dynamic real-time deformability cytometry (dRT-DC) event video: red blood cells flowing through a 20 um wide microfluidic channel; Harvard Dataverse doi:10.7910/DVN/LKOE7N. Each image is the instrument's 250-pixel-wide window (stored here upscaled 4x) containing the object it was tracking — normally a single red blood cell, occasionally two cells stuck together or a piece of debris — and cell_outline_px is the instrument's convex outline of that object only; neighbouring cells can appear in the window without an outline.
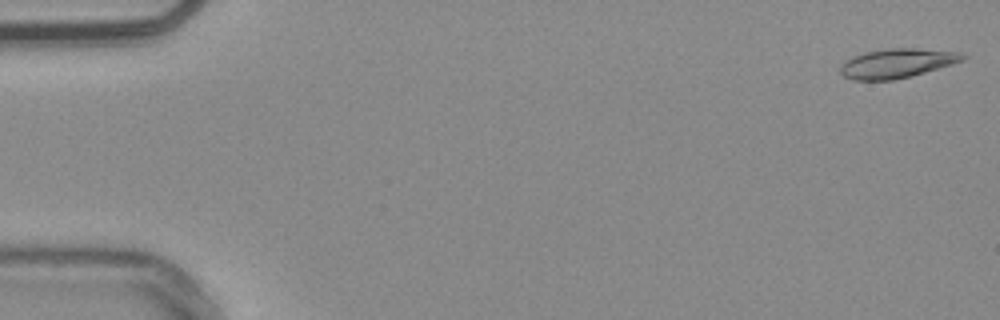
{"species": "common noctule bat (a hibernating species)", "species_latin": "Nyctalus noctula", "temperature_condition": "warm", "stored_images_in_passage": 16, "camera_frame_rate_fps": 3000, "um_per_image_px": 0.085, "animal": {"sex": "male", "body_mass_g": 20.4}, "frame": {"image": 1, "passage_image": 1, "time_ms": 0.0, "image_size_px": [1000, 320], "cell_outline_px": [[968, 56], [964, 60], [952, 64], [912, 76], [892, 80], [852, 80], [844, 76], [840, 72], [840, 64], [864, 52], [888, 48], [916, 48], [960, 52]], "centroid_in_image_um": [76.26, 5.38], "position_along_channel_um": 8.7, "area_um2": 20.87}}
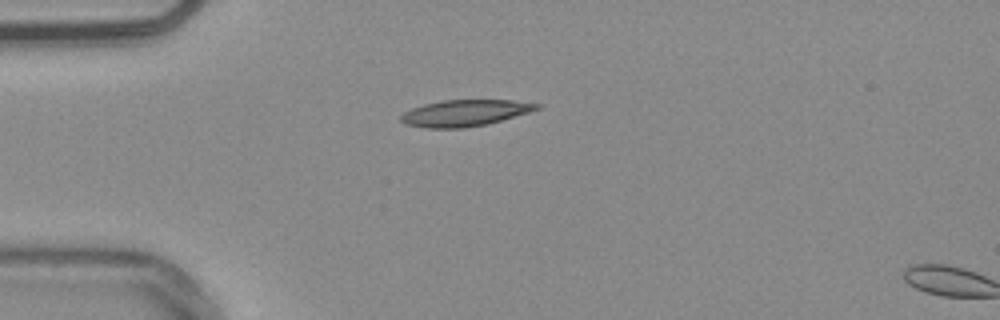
{"frame": {"image": 2, "passage_image": 14, "time_ms": 4.333, "image_size_px": [1000, 320], "cell_outline_px": [[540, 108], [528, 112], [500, 120], [484, 124], [464, 128], [424, 128], [404, 124], [400, 120], [400, 116], [404, 112], [412, 108], [424, 104], [440, 100], [512, 100], [540, 104]], "centroid_in_image_um": [39.44, 9.6], "position_along_channel_um": 45.6, "area_um2": 20.75}}